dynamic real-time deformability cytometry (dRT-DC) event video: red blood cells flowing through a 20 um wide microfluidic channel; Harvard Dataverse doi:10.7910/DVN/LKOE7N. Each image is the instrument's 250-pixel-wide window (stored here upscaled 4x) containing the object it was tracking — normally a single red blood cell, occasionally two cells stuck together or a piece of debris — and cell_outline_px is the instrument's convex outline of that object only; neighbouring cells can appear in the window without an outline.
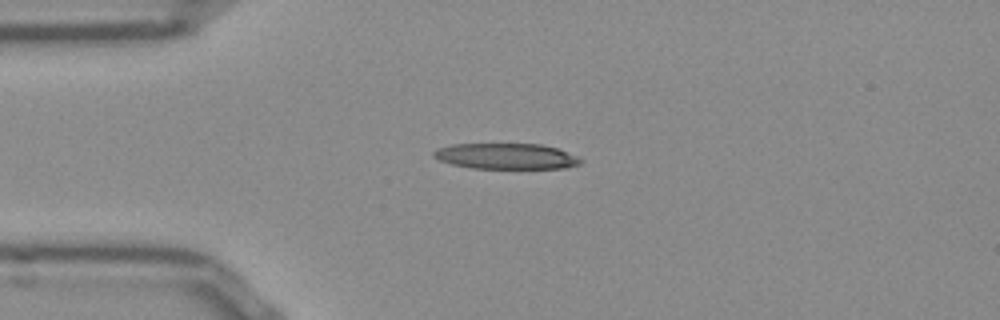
{"species": "Egyptian fruit bat (a non-hibernating species)", "species_latin": "Rousettus aegyptiacus", "temperature_condition": "room temperature", "stored_images_in_passage": 40, "camera_frame_rate_fps": 3000, "um_per_image_px": 0.085, "frame": {"image": 1, "passage_image": 1, "time_ms": 0.0, "image_size_px": [1000, 320], "cell_outline_px": [[584, 160], [580, 164], [568, 168], [472, 168], [452, 164], [440, 160], [432, 156], [432, 152], [436, 148], [452, 144], [540, 144], [556, 148], [576, 156]], "centroid_in_image_um": [43.01, 13.28], "position_along_channel_um": 42.0, "area_um2": 22.02}}
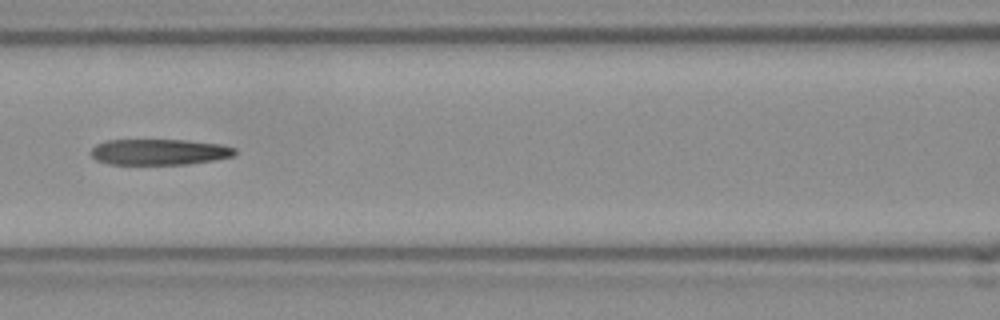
{"frame": {"image": 2, "passage_image": 11, "time_ms": 3.333, "image_size_px": [1000, 320], "cell_outline_px": [[236, 152], [232, 156], [212, 160], [188, 164], [108, 164], [96, 160], [92, 156], [92, 148], [96, 144], [108, 140], [188, 140], [220, 144], [236, 148]], "centroid_in_image_um": [13.53, 12.91], "position_along_channel_um": 153.1, "area_um2": 21.62}}
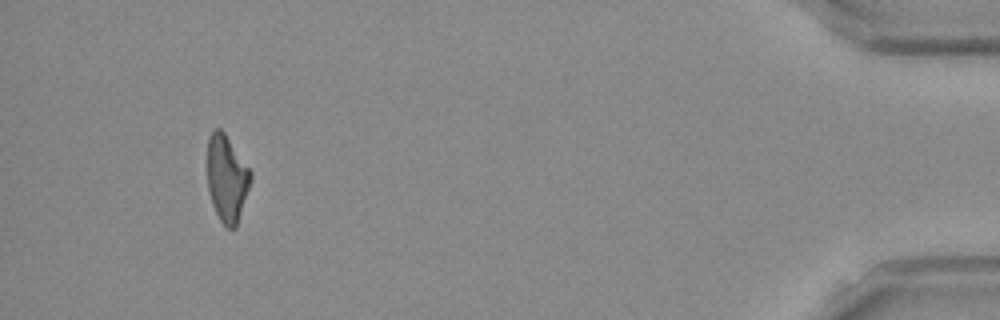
{"frame": {"image": 3, "passage_image": 37, "time_ms": 12.0, "image_size_px": [1000, 320], "cell_outline_px": [[252, 180], [236, 228], [228, 228], [220, 220], [212, 204], [208, 188], [208, 136], [216, 128], [220, 128], [224, 132], [252, 172]], "centroid_in_image_um": [19.3, 15.17], "position_along_channel_um": 415.9, "area_um2": 21.79}, "authors_computed_cell_mechanics": {"area_um2": 23.0044, "velocity_mm_per_s": 3.8945, "shape_relaxation_time_tau1_ms": null, "shape_relaxation_time_tau2_ms": 6.5098, "deformation_change_tau1": null, "deformation_change_tau2": 0.2212}}